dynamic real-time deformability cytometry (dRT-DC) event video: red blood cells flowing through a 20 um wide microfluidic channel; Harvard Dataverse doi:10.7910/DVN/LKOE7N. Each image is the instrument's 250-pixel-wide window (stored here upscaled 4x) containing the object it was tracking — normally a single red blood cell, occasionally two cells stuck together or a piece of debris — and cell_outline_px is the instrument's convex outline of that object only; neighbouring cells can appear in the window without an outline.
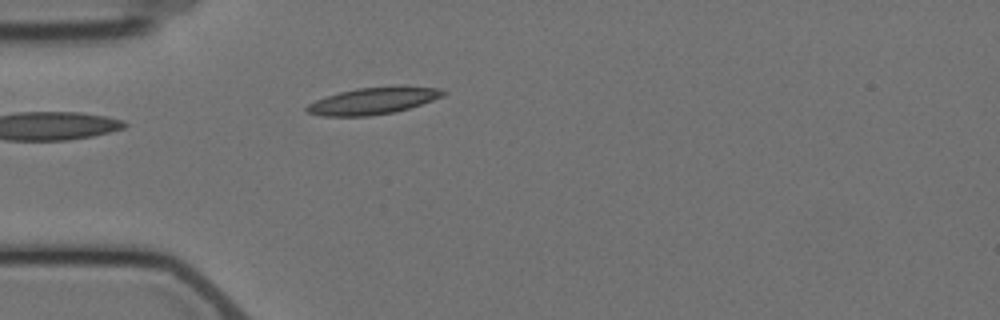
{"species": "Egyptian fruit bat (a non-hibernating species)", "species_latin": "Rousettus aegyptiacus", "temperature_condition": "cold", "stored_images_in_passage": 3, "camera_frame_rate_fps": 3000, "um_per_image_px": 0.085, "animal": {"sex": "female"}, "frame": {"image": 1, "passage_image": 3, "time_ms": 2.333, "image_size_px": [1000, 320], "cell_outline_px": [[448, 92], [444, 96], [396, 112], [368, 116], [324, 116], [308, 112], [304, 108], [308, 104], [316, 100], [340, 92], [356, 88], [396, 84], [404, 84], [440, 88]], "centroid_in_image_um": [31.8, 8.53], "position_along_channel_um": 53.2, "area_um2": 21.79}}